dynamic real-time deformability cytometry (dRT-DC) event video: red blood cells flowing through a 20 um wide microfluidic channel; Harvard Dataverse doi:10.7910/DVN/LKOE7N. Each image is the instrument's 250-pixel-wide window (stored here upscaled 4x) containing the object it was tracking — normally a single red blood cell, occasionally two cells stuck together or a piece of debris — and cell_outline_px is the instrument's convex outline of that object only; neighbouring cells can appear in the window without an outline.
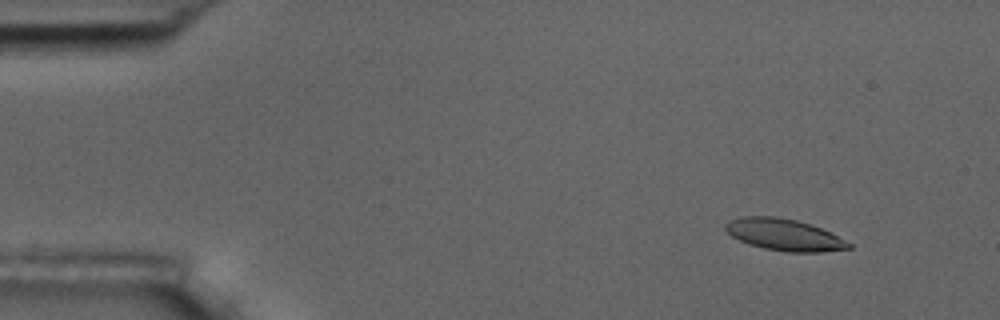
{"species": "common noctule bat (a hibernating species)", "species_latin": "Nyctalus noctula", "temperature_condition": "room temperature", "stored_images_in_passage": 4, "camera_frame_rate_fps": 3000, "um_per_image_px": 0.085, "animal": {"sex": "male", "body_mass_g": 17.5, "forearm_length_mm": 52.3}, "frame": {"image": 1, "passage_image": 2, "time_ms": 1.333, "image_size_px": [1000, 320], "cell_outline_px": [[852, 248], [820, 252], [788, 252], [764, 248], [748, 244], [732, 236], [724, 228], [724, 224], [728, 220], [744, 216], [776, 216], [796, 220], [820, 228], [852, 244]], "centroid_in_image_um": [66.61, 19.95], "position_along_channel_um": 18.4, "area_um2": 22.54}}